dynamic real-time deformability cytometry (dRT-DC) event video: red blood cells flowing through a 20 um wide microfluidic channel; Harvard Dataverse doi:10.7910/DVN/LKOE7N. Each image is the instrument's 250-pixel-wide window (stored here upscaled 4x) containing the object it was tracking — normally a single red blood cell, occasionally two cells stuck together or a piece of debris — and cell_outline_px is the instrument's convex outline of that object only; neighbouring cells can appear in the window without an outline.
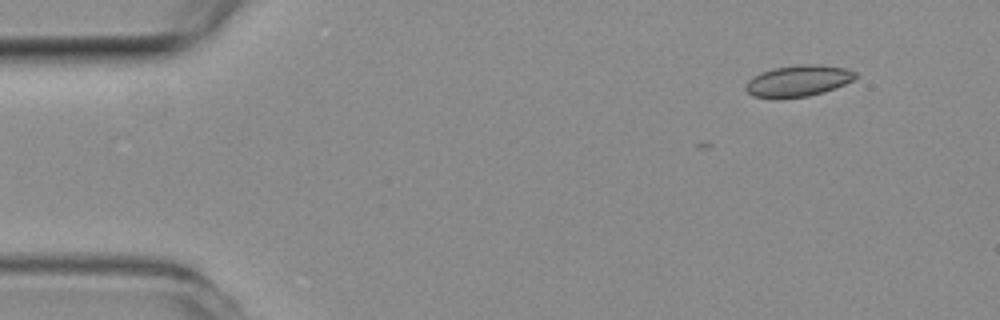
{"species": "common noctule bat (a hibernating species)", "species_latin": "Nyctalus noctula", "temperature_condition": "room temperature", "stored_images_in_passage": 3, "camera_frame_rate_fps": 3000, "um_per_image_px": 0.085, "animal": {"sex": "female", "body_mass_g": 19.3, "forearm_length_mm": 54.1}, "frame": {"image": 1, "passage_image": 3, "time_ms": 0.667, "image_size_px": [1000, 320], "cell_outline_px": [[860, 76], [836, 88], [824, 92], [808, 96], [776, 100], [752, 96], [744, 88], [744, 84], [752, 76], [760, 72], [772, 68], [800, 64], [816, 64], [848, 68], [856, 72]], "centroid_in_image_um": [67.82, 6.88], "position_along_channel_um": 17.2, "area_um2": 20.69}}